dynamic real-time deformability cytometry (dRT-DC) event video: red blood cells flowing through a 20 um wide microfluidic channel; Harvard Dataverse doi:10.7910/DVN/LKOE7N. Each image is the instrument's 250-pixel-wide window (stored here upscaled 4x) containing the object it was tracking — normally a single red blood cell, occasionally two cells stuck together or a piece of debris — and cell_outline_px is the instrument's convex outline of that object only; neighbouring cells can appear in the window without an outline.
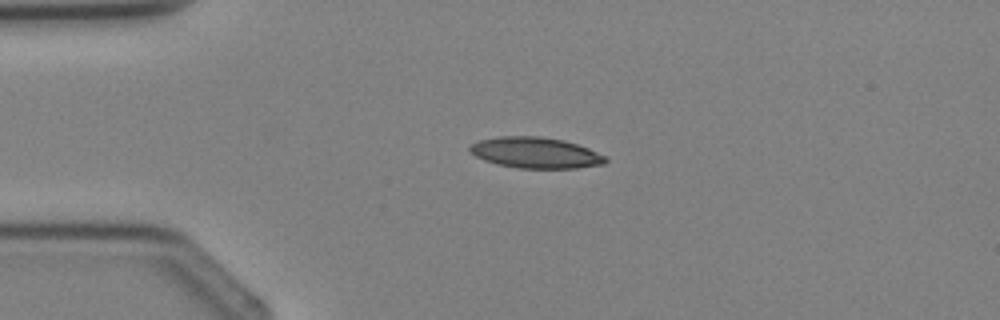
{"species": "Egyptian fruit bat (a non-hibernating species)", "species_latin": "Rousettus aegyptiacus", "temperature_condition": "cold", "stored_images_in_passage": 1, "camera_frame_rate_fps": 3000, "um_per_image_px": 0.085, "animal": {"sex": "female"}, "frame": {"image": 1, "passage_image": 1, "time_ms": 0.0, "image_size_px": [1000, 320], "cell_outline_px": [[608, 160], [604, 164], [576, 168], [516, 168], [496, 164], [484, 160], [468, 152], [468, 148], [472, 144], [480, 140], [500, 136], [540, 136], [564, 140], [588, 148], [604, 156]], "centroid_in_image_um": [45.49, 12.98], "position_along_channel_um": 39.5, "area_um2": 24.45}}